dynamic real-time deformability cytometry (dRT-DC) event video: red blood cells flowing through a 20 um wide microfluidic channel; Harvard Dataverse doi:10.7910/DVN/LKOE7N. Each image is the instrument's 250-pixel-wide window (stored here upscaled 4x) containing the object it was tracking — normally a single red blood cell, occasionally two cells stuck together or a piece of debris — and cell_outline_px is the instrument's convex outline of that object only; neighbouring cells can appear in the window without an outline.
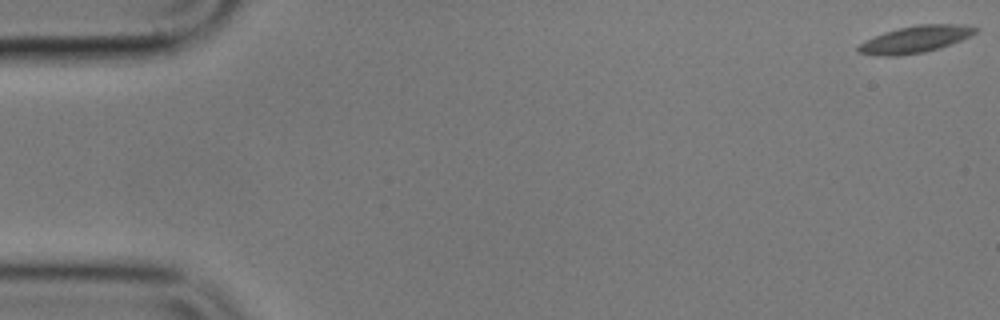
{"species": "common noctule bat (a hibernating species)", "species_latin": "Nyctalus noctula", "temperature_condition": "cold", "stored_images_in_passage": 10, "camera_frame_rate_fps": 3000, "um_per_image_px": 0.085, "animal": {"sex": "male", "body_mass_g": 17.9}, "frame": {"image": 1, "passage_image": 1, "time_ms": 0.0, "image_size_px": [1000, 320], "cell_outline_px": [[980, 28], [976, 32], [960, 40], [940, 48], [924, 52], [896, 56], [880, 56], [856, 52], [856, 48], [860, 44], [884, 32], [916, 24], [964, 24]], "centroid_in_image_um": [77.81, 3.34], "position_along_channel_um": 7.2, "area_um2": 18.21}}